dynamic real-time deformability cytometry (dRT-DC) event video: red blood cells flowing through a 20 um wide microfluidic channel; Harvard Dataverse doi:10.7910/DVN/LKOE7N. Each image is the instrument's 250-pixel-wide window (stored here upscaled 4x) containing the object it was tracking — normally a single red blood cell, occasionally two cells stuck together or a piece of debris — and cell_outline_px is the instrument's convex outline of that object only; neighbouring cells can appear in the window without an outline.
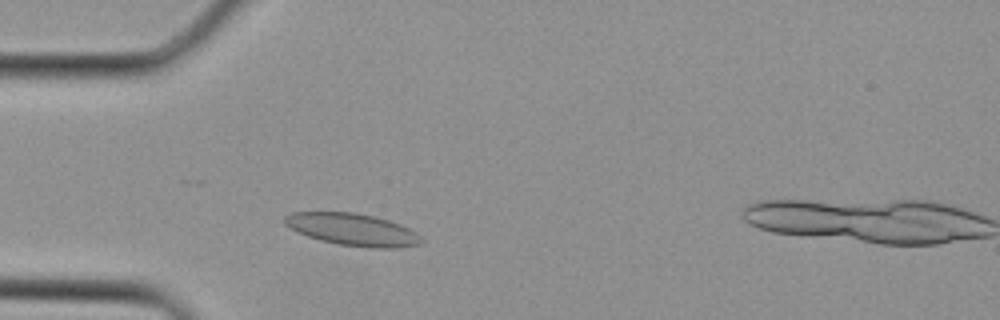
{"species": "Egyptian fruit bat (a non-hibernating species)", "species_latin": "Rousettus aegyptiacus", "temperature_condition": "cold", "stored_images_in_passage": 3, "camera_frame_rate_fps": 3000, "um_per_image_px": 0.085, "animal": {"sex": "female"}, "frame": {"image": 1, "passage_image": 2, "time_ms": 0.333, "image_size_px": [1000, 320], "cell_outline_px": [[424, 240], [420, 244], [396, 248], [368, 248], [336, 244], [320, 240], [296, 232], [284, 224], [284, 216], [292, 212], [352, 212], [372, 216], [388, 220], [400, 224], [416, 232]], "centroid_in_image_um": [29.95, 19.52], "position_along_channel_um": 55.0, "area_um2": 25.72}}